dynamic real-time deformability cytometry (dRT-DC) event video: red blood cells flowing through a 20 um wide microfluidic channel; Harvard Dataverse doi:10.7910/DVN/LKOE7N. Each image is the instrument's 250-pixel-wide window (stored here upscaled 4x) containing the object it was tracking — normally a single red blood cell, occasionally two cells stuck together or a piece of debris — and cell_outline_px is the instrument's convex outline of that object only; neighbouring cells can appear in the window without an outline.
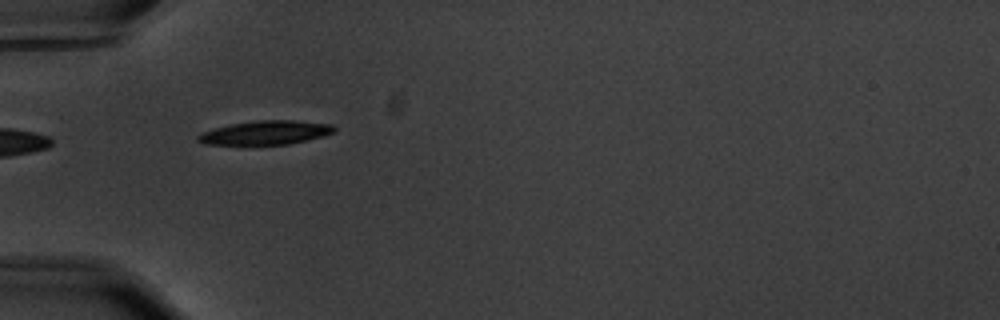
{"species": "common noctule bat (a hibernating species)", "species_latin": "Nyctalus noctula", "temperature_condition": "warm", "stored_images_in_passage": 4, "camera_frame_rate_fps": 3000, "um_per_image_px": 0.085, "animal": {"sex": "male", "body_mass_g": 20.1, "forearm_length_mm": 53.5}, "frame": {"image": 1, "passage_image": 1, "time_ms": 0.0, "image_size_px": [1000, 320], "cell_outline_px": [[336, 132], [324, 136], [288, 144], [240, 148], [204, 144], [196, 140], [196, 136], [204, 132], [216, 128], [232, 124], [256, 120], [292, 120], [332, 124], [336, 128]], "centroid_in_image_um": [22.51, 11.33], "position_along_channel_um": 62.5, "area_um2": 20.0}}